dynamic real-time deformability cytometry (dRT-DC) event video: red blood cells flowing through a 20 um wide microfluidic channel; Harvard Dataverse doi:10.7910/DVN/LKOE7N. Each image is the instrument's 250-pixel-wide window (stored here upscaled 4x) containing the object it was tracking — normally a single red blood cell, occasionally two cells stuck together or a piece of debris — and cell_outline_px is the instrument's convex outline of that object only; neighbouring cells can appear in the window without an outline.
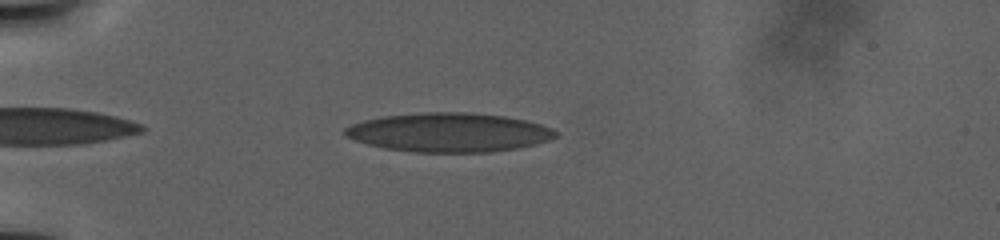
{"species": "human", "species_latin": "Homo sapiens", "temperature_condition": "warm", "stored_images_in_passage": 75, "camera_frame_rate_fps": 3000, "um_per_image_px": 0.085, "donor": {"sex": "male"}, "frame": {"image": 1, "passage_image": 6, "time_ms": 2.0, "image_size_px": [1000, 240], "cell_outline_px": [[560, 136], [548, 140], [516, 148], [492, 152], [412, 152], [384, 148], [368, 144], [356, 140], [348, 136], [344, 132], [344, 128], [352, 124], [364, 120], [380, 116], [424, 112], [468, 112], [504, 116], [524, 120], [540, 124], [552, 128], [560, 132]], "centroid_in_image_um": [38.18, 11.25], "position_along_channel_um": 46.8, "area_um2": 47.92}}
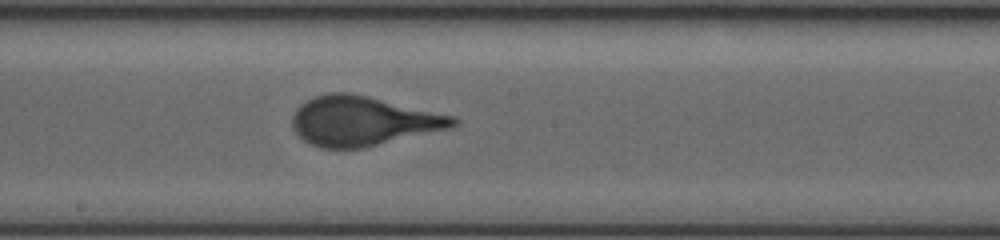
{"frame": {"image": 2, "passage_image": 39, "time_ms": 14.667, "image_size_px": [1000, 240], "cell_outline_px": [[460, 124], [452, 128], [364, 148], [320, 148], [304, 140], [292, 128], [292, 116], [296, 108], [300, 104], [316, 96], [328, 92], [348, 92], [368, 96], [456, 116], [460, 120]], "centroid_in_image_um": [30.88, 10.29], "position_along_channel_um": 217.3, "area_um2": 46.64}}
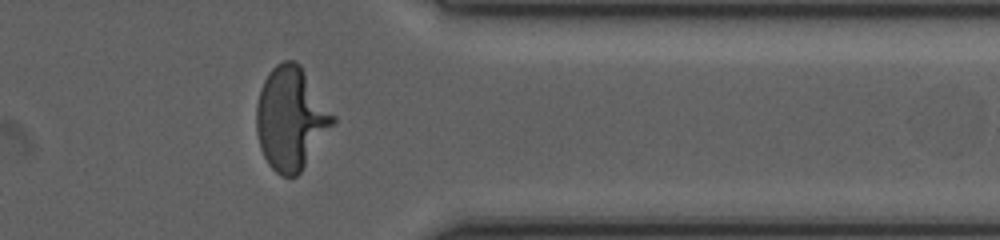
{"frame": {"image": 3, "passage_image": 67, "time_ms": 25.333, "image_size_px": [1000, 240], "cell_outline_px": [[336, 120], [300, 172], [296, 176], [280, 176], [268, 164], [260, 148], [256, 132], [256, 104], [260, 88], [268, 72], [276, 64], [284, 60], [296, 60], [300, 64], [336, 116]], "centroid_in_image_um": [24.71, 10.04], "position_along_channel_um": 386.7, "area_um2": 45.84}}